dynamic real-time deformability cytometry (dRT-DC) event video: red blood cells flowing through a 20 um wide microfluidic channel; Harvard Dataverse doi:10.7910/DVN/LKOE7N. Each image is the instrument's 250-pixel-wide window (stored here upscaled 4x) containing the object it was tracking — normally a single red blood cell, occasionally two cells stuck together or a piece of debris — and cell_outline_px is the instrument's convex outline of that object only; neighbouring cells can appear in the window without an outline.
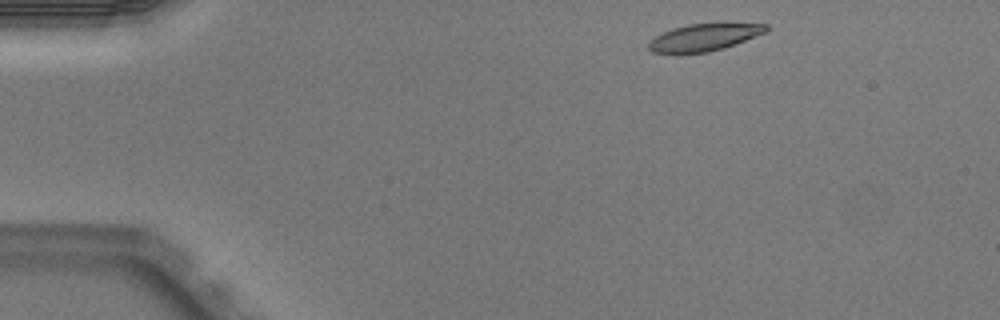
{"species": "Egyptian fruit bat (a non-hibernating species)", "species_latin": "Rousettus aegyptiacus", "temperature_condition": "warm", "stored_images_in_passage": 4, "camera_frame_rate_fps": 3000, "um_per_image_px": 0.085, "animal": {"sex": "male"}, "frame": {"image": 1, "passage_image": 1, "time_ms": 0.0, "image_size_px": [1000, 320], "cell_outline_px": [[768, 32], [724, 48], [708, 52], [652, 52], [648, 48], [648, 40], [672, 28], [688, 24], [768, 24]], "centroid_in_image_um": [59.86, 3.17], "position_along_channel_um": 25.1, "area_um2": 18.21}}
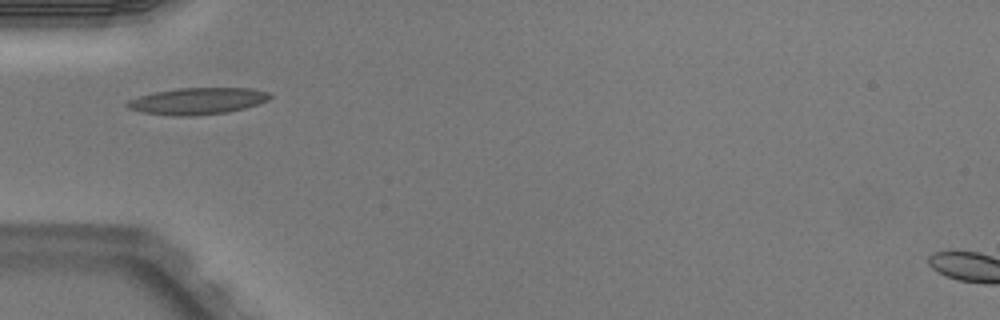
{"frame": {"image": 2, "passage_image": 3, "time_ms": 0.667, "image_size_px": [1000, 320], "cell_outline_px": [[272, 96], [268, 100], [244, 108], [228, 112], [196, 116], [176, 116], [140, 112], [128, 108], [124, 104], [128, 100], [140, 96], [156, 92], [176, 88], [252, 88], [268, 92]], "centroid_in_image_um": [16.77, 8.59], "position_along_channel_um": 68.2, "area_um2": 22.2}}